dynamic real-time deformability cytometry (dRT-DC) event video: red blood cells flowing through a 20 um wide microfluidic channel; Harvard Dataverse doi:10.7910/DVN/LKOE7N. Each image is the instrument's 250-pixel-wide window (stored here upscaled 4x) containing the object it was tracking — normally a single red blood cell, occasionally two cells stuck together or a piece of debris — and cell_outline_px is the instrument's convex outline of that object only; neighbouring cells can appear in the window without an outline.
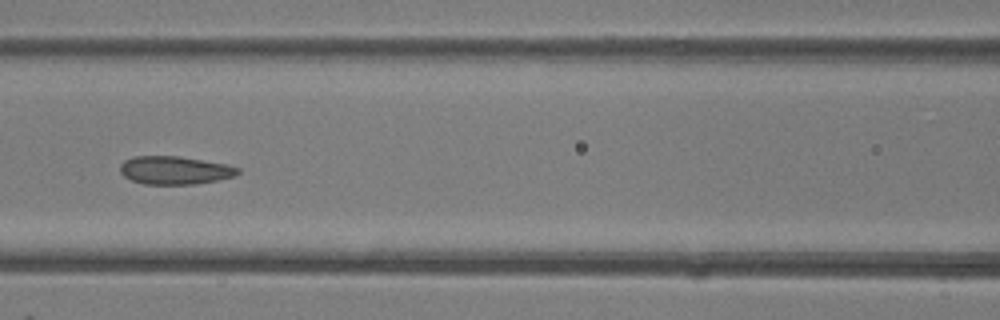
{"species": "common noctule bat (a hibernating species)", "species_latin": "Nyctalus noctula", "temperature_condition": "room temperature", "stored_images_in_passage": 5, "camera_frame_rate_fps": 3000, "um_per_image_px": 0.085, "animal": {"sex": "female"}, "frame": {"image": 1, "passage_image": 5, "time_ms": 4.333, "image_size_px": [1000, 320], "cell_outline_px": [[240, 172], [232, 176], [216, 180], [196, 184], [144, 184], [132, 180], [124, 176], [120, 172], [120, 164], [124, 160], [132, 156], [180, 156], [224, 164], [240, 168]], "centroid_in_image_um": [14.81, 14.46], "position_along_channel_um": 151.8, "area_um2": 19.19}}